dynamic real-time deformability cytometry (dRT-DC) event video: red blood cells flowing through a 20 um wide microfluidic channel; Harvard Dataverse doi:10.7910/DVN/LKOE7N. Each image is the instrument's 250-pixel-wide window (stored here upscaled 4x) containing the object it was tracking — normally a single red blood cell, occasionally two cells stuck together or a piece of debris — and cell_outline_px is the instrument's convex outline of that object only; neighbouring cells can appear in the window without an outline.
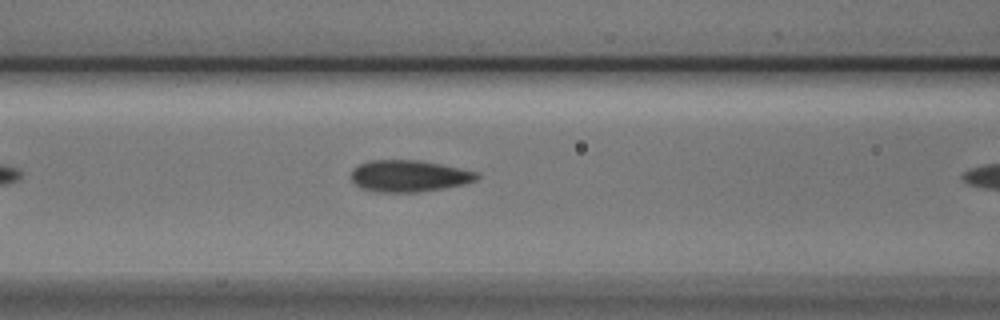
{"species": "Egyptian fruit bat (a non-hibernating species)", "species_latin": "Rousettus aegyptiacus", "temperature_condition": "cold", "stored_images_in_passage": 7, "camera_frame_rate_fps": 3000, "um_per_image_px": 0.085, "animal": {"sex": "male"}, "frame": {"image": 1, "passage_image": 6, "time_ms": 1.667, "image_size_px": [1000, 320], "cell_outline_px": [[480, 176], [476, 180], [464, 184], [444, 188], [416, 192], [372, 192], [360, 188], [352, 180], [352, 168], [368, 160], [420, 160], [440, 164], [476, 172]], "centroid_in_image_um": [34.72, 14.96], "position_along_channel_um": 131.9, "area_um2": 23.18}}